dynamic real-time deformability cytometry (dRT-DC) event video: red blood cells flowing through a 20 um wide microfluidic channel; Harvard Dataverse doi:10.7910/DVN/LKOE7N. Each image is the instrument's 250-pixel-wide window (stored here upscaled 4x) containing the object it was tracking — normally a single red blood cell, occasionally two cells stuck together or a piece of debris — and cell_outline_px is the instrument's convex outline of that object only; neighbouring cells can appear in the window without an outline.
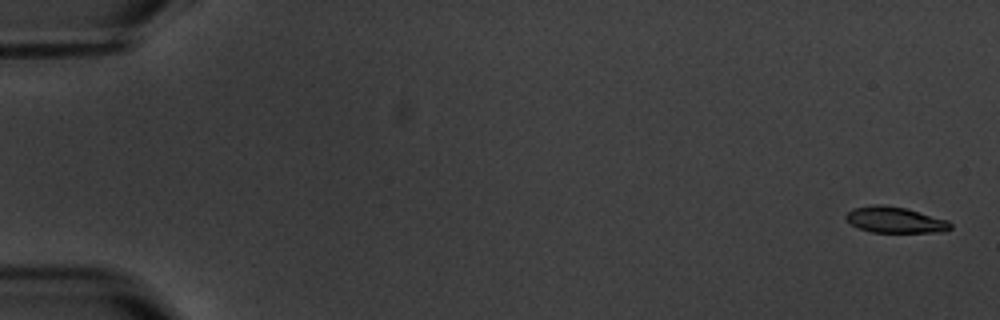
{"species": "common noctule bat (a hibernating species)", "species_latin": "Nyctalus noctula", "temperature_condition": "warm", "stored_images_in_passage": 7, "camera_frame_rate_fps": 3000, "um_per_image_px": 0.085, "animal": {"sex": "male", "body_mass_g": 20.1, "forearm_length_mm": 53.5}, "frame": {"image": 1, "passage_image": 1, "time_ms": 0.0, "image_size_px": [1000, 320], "cell_outline_px": [[952, 228], [944, 232], [872, 232], [860, 228], [852, 224], [844, 216], [852, 208], [876, 204], [884, 204], [908, 208], [948, 220], [952, 224]], "centroid_in_image_um": [76.12, 18.68], "position_along_channel_um": 8.9, "area_um2": 15.95}}
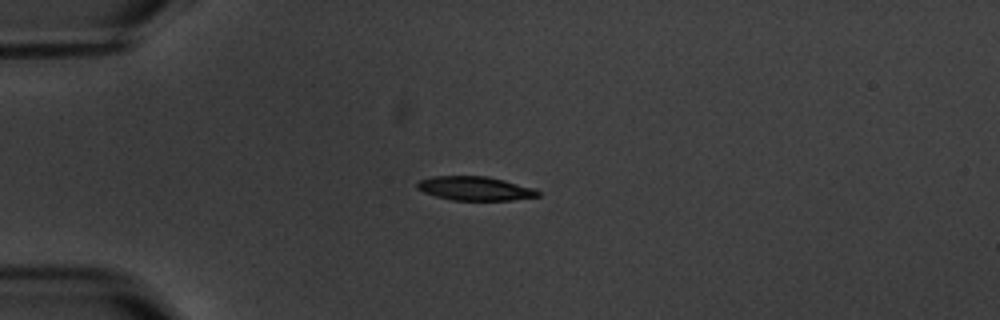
{"frame": {"image": 2, "passage_image": 5, "time_ms": 4.667, "image_size_px": [1000, 320], "cell_outline_px": [[540, 196], [512, 200], [452, 200], [436, 196], [424, 192], [416, 188], [416, 184], [420, 180], [432, 176], [488, 176], [536, 188], [540, 192]], "centroid_in_image_um": [40.4, 16.01], "position_along_channel_um": 44.6, "area_um2": 16.94}}